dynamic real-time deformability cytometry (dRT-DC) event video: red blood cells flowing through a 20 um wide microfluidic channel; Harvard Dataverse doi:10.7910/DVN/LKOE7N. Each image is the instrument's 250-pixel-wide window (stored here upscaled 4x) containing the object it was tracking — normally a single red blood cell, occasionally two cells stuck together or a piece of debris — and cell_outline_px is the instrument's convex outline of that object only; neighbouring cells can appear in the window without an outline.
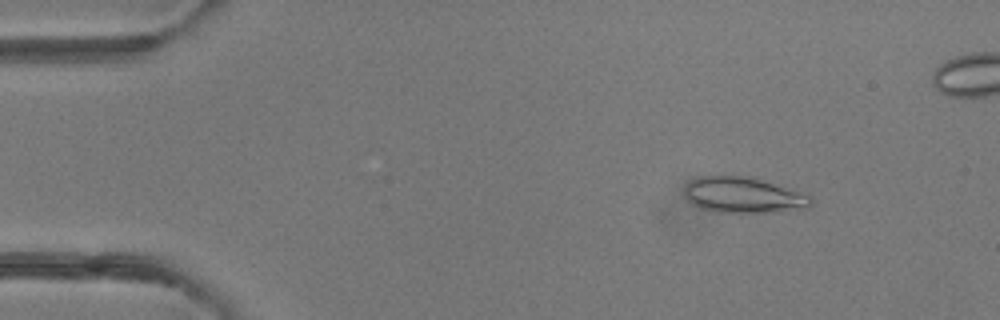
{"species": "common noctule bat (a hibernating species)", "species_latin": "Nyctalus noctula", "temperature_condition": "room temperature", "stored_images_in_passage": 5, "camera_frame_rate_fps": 3000, "um_per_image_px": 0.085, "animal": {"sex": "female"}, "frame": {"image": 1, "passage_image": 1, "time_ms": 0.0, "image_size_px": [1000, 320], "cell_outline_px": [[812, 204], [808, 208], [776, 212], [712, 212], [700, 208], [692, 204], [684, 196], [684, 184], [688, 180], [696, 176], [752, 176], [812, 196]], "centroid_in_image_um": [63.14, 16.58], "position_along_channel_um": 21.9, "area_um2": 26.82}}
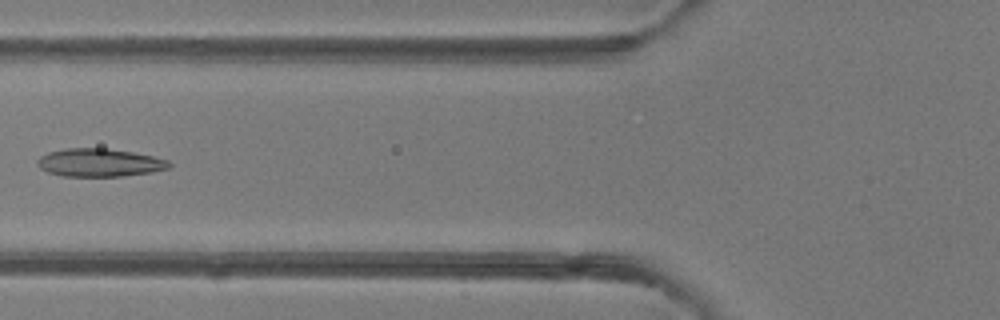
{"frame": {"image": 2, "passage_image": 4, "time_ms": 4.333, "image_size_px": [1000, 320], "cell_outline_px": [[172, 164], [168, 168], [152, 172], [124, 176], [64, 176], [48, 172], [40, 168], [36, 164], [36, 160], [40, 156], [48, 152], [64, 148], [104, 148], [132, 152], [152, 156], [168, 160]], "centroid_in_image_um": [8.43, 13.82], "position_along_channel_um": 117.4, "area_um2": 21.56}}
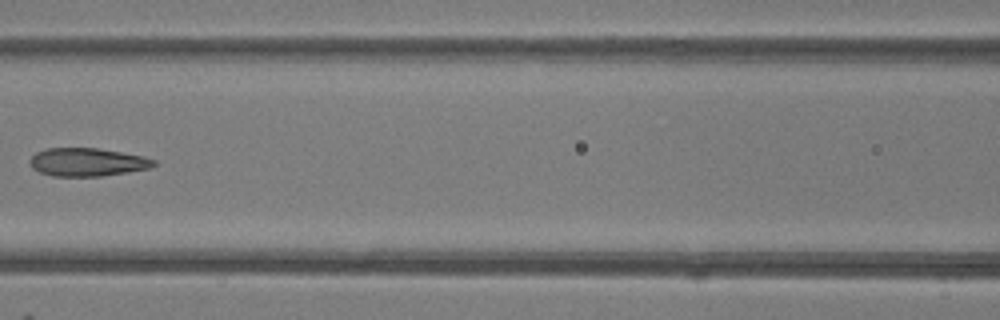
{"frame": {"image": 3, "passage_image": 5, "time_ms": 5.333, "image_size_px": [1000, 320], "cell_outline_px": [[156, 164], [152, 168], [128, 172], [100, 176], [52, 176], [40, 172], [32, 168], [28, 160], [36, 152], [48, 148], [96, 148], [144, 156], [156, 160]], "centroid_in_image_um": [7.43, 13.78], "position_along_channel_um": 159.2, "area_um2": 20.4}}